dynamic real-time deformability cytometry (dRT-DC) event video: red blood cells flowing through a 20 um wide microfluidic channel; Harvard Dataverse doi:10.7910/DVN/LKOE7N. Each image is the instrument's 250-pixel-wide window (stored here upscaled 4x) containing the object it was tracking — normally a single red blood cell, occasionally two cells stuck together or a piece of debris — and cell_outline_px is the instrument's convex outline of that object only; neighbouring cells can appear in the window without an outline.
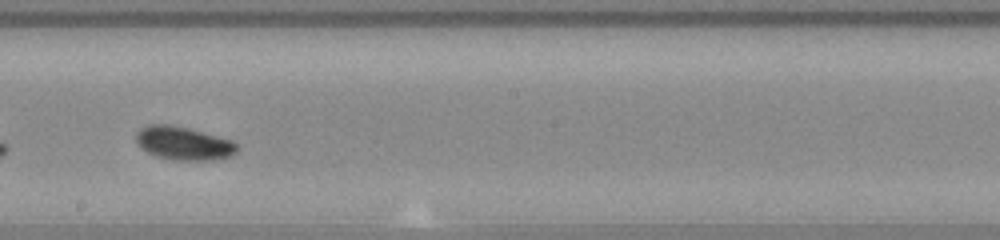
{"species": "common noctule bat (a hibernating species)", "species_latin": "Nyctalus noctula", "temperature_condition": "warm", "stored_images_in_passage": 32, "camera_frame_rate_fps": 3000, "um_per_image_px": 0.085, "animal": {"sex": "female", "body_mass_g": 23.0, "forearm_length_mm": 53.4}, "frame": {"image": 1, "passage_image": 19, "time_ms": 6.0, "image_size_px": [1000, 240], "cell_outline_px": [[236, 152], [228, 156], [212, 160], [172, 160], [156, 156], [140, 148], [136, 140], [136, 132], [140, 128], [148, 124], [168, 124], [188, 128], [232, 140], [236, 144]], "centroid_in_image_um": [15.55, 12.17], "position_along_channel_um": 232.7, "area_um2": 19.54}}